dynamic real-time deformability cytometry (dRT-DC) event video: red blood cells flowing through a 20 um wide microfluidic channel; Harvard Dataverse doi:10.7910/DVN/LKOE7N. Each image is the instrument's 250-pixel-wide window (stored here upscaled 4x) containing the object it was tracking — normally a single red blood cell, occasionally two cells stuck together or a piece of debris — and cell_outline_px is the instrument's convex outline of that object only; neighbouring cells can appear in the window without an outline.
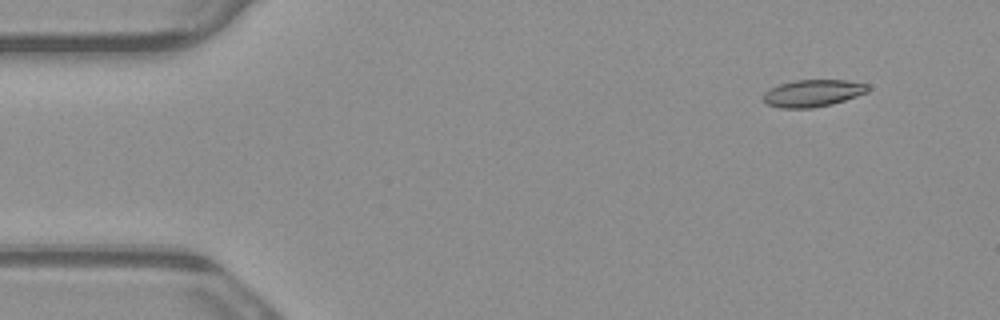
{"species": "common noctule bat (a hibernating species)", "species_latin": "Nyctalus noctula", "temperature_condition": "warm", "stored_images_in_passage": 4, "camera_frame_rate_fps": 3000, "um_per_image_px": 0.085, "animal": {"sex": "male", "body_mass_g": 23.1, "forearm_length_mm": 52.7}, "frame": {"image": 1, "passage_image": 1, "time_ms": 0.0, "image_size_px": [1000, 320], "cell_outline_px": [[868, 92], [832, 104], [812, 108], [780, 108], [764, 104], [764, 92], [780, 84], [796, 80], [848, 80], [868, 84]], "centroid_in_image_um": [69.08, 7.92], "position_along_channel_um": 15.9, "area_um2": 16.47}}
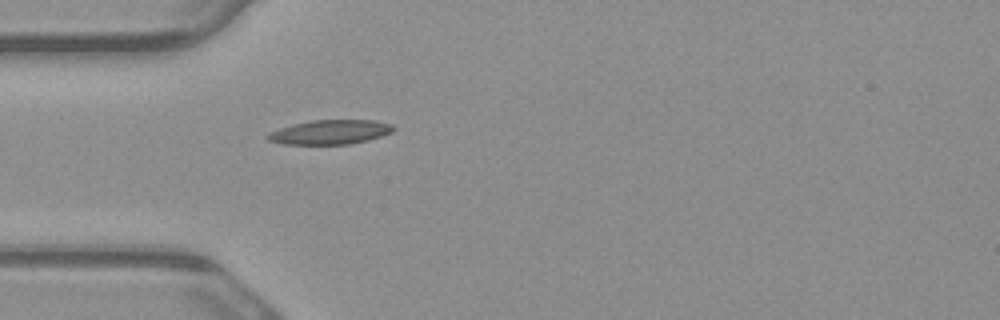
{"frame": {"image": 2, "passage_image": 4, "time_ms": 1.0, "image_size_px": [1000, 320], "cell_outline_px": [[396, 128], [392, 132], [368, 140], [348, 144], [284, 144], [268, 140], [264, 136], [268, 132], [292, 124], [312, 120], [376, 120], [392, 124]], "centroid_in_image_um": [28.05, 11.22], "position_along_channel_um": 56.9, "area_um2": 17.92}}